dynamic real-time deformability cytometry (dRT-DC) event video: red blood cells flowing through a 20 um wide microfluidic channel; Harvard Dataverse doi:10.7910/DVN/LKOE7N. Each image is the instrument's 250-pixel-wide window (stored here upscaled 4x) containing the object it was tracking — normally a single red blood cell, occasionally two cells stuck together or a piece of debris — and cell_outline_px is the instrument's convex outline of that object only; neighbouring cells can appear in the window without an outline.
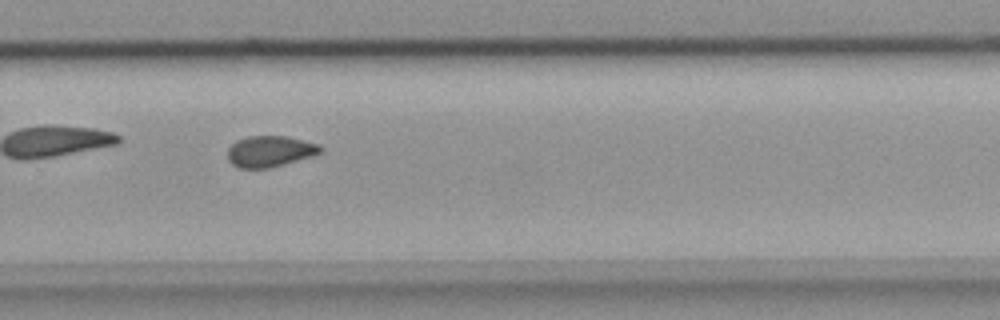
{"species": "common noctule bat (a hibernating species)", "species_latin": "Nyctalus noctula", "temperature_condition": "room temperature", "stored_images_in_passage": 40, "camera_frame_rate_fps": 3000, "um_per_image_px": 0.085, "animal": {"sex": "female", "body_mass_g": 18.4}, "frame": {"image": 1, "passage_image": 29, "time_ms": 9.333, "image_size_px": [1000, 320], "cell_outline_px": [[324, 148], [320, 152], [284, 164], [268, 168], [240, 168], [232, 164], [228, 160], [228, 148], [236, 140], [248, 136], [284, 136], [320, 144]], "centroid_in_image_um": [22.9, 12.85], "position_along_channel_um": 306.9, "area_um2": 16.59}}